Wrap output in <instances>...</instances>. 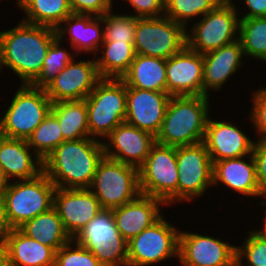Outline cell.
<instances>
[{"mask_svg": "<svg viewBox=\"0 0 266 266\" xmlns=\"http://www.w3.org/2000/svg\"><path fill=\"white\" fill-rule=\"evenodd\" d=\"M57 30L20 20L0 31L1 67L12 70L19 84H31L41 73L44 59Z\"/></svg>", "mask_w": 266, "mask_h": 266, "instance_id": "1", "label": "cell"}, {"mask_svg": "<svg viewBox=\"0 0 266 266\" xmlns=\"http://www.w3.org/2000/svg\"><path fill=\"white\" fill-rule=\"evenodd\" d=\"M103 156L97 139L63 141L43 160V172L57 188L89 189Z\"/></svg>", "mask_w": 266, "mask_h": 266, "instance_id": "2", "label": "cell"}, {"mask_svg": "<svg viewBox=\"0 0 266 266\" xmlns=\"http://www.w3.org/2000/svg\"><path fill=\"white\" fill-rule=\"evenodd\" d=\"M210 97L171 96L156 142L167 146H186L204 141L210 113Z\"/></svg>", "mask_w": 266, "mask_h": 266, "instance_id": "3", "label": "cell"}, {"mask_svg": "<svg viewBox=\"0 0 266 266\" xmlns=\"http://www.w3.org/2000/svg\"><path fill=\"white\" fill-rule=\"evenodd\" d=\"M55 185L44 172L32 179L10 181L3 197L5 220L10 229L53 207Z\"/></svg>", "mask_w": 266, "mask_h": 266, "instance_id": "4", "label": "cell"}, {"mask_svg": "<svg viewBox=\"0 0 266 266\" xmlns=\"http://www.w3.org/2000/svg\"><path fill=\"white\" fill-rule=\"evenodd\" d=\"M9 107L0 114V135L27 140L37 126L49 115L52 102L44 88L20 84Z\"/></svg>", "mask_w": 266, "mask_h": 266, "instance_id": "5", "label": "cell"}, {"mask_svg": "<svg viewBox=\"0 0 266 266\" xmlns=\"http://www.w3.org/2000/svg\"><path fill=\"white\" fill-rule=\"evenodd\" d=\"M90 138L103 141L126 118V85L102 78L85 98Z\"/></svg>", "mask_w": 266, "mask_h": 266, "instance_id": "6", "label": "cell"}, {"mask_svg": "<svg viewBox=\"0 0 266 266\" xmlns=\"http://www.w3.org/2000/svg\"><path fill=\"white\" fill-rule=\"evenodd\" d=\"M235 1H222L186 29L187 46L200 53L219 49L239 39V14Z\"/></svg>", "mask_w": 266, "mask_h": 266, "instance_id": "7", "label": "cell"}, {"mask_svg": "<svg viewBox=\"0 0 266 266\" xmlns=\"http://www.w3.org/2000/svg\"><path fill=\"white\" fill-rule=\"evenodd\" d=\"M89 190L99 200L102 209L120 207L141 194L139 169L103 156Z\"/></svg>", "mask_w": 266, "mask_h": 266, "instance_id": "8", "label": "cell"}, {"mask_svg": "<svg viewBox=\"0 0 266 266\" xmlns=\"http://www.w3.org/2000/svg\"><path fill=\"white\" fill-rule=\"evenodd\" d=\"M139 188L143 195L162 200L166 206L178 203L176 147L155 143L139 168Z\"/></svg>", "mask_w": 266, "mask_h": 266, "instance_id": "9", "label": "cell"}, {"mask_svg": "<svg viewBox=\"0 0 266 266\" xmlns=\"http://www.w3.org/2000/svg\"><path fill=\"white\" fill-rule=\"evenodd\" d=\"M73 239L103 266H127V241L116 227L112 210H100Z\"/></svg>", "mask_w": 266, "mask_h": 266, "instance_id": "10", "label": "cell"}, {"mask_svg": "<svg viewBox=\"0 0 266 266\" xmlns=\"http://www.w3.org/2000/svg\"><path fill=\"white\" fill-rule=\"evenodd\" d=\"M163 215L127 242V266H154L178 258L179 232Z\"/></svg>", "mask_w": 266, "mask_h": 266, "instance_id": "11", "label": "cell"}, {"mask_svg": "<svg viewBox=\"0 0 266 266\" xmlns=\"http://www.w3.org/2000/svg\"><path fill=\"white\" fill-rule=\"evenodd\" d=\"M187 45L186 28L167 16L137 18L136 54L168 59Z\"/></svg>", "mask_w": 266, "mask_h": 266, "instance_id": "12", "label": "cell"}, {"mask_svg": "<svg viewBox=\"0 0 266 266\" xmlns=\"http://www.w3.org/2000/svg\"><path fill=\"white\" fill-rule=\"evenodd\" d=\"M178 202H192L213 186V164L204 142L176 147Z\"/></svg>", "mask_w": 266, "mask_h": 266, "instance_id": "13", "label": "cell"}, {"mask_svg": "<svg viewBox=\"0 0 266 266\" xmlns=\"http://www.w3.org/2000/svg\"><path fill=\"white\" fill-rule=\"evenodd\" d=\"M177 260L181 266H236V244L180 230Z\"/></svg>", "mask_w": 266, "mask_h": 266, "instance_id": "14", "label": "cell"}, {"mask_svg": "<svg viewBox=\"0 0 266 266\" xmlns=\"http://www.w3.org/2000/svg\"><path fill=\"white\" fill-rule=\"evenodd\" d=\"M92 57L87 60L75 57L44 87L52 103L83 100L92 92L102 79L97 70L95 57Z\"/></svg>", "mask_w": 266, "mask_h": 266, "instance_id": "15", "label": "cell"}, {"mask_svg": "<svg viewBox=\"0 0 266 266\" xmlns=\"http://www.w3.org/2000/svg\"><path fill=\"white\" fill-rule=\"evenodd\" d=\"M102 142L104 156L139 169L156 143V137L148 131L124 122Z\"/></svg>", "mask_w": 266, "mask_h": 266, "instance_id": "16", "label": "cell"}, {"mask_svg": "<svg viewBox=\"0 0 266 266\" xmlns=\"http://www.w3.org/2000/svg\"><path fill=\"white\" fill-rule=\"evenodd\" d=\"M204 58L187 45L166 59L167 93L170 96L203 95Z\"/></svg>", "mask_w": 266, "mask_h": 266, "instance_id": "17", "label": "cell"}, {"mask_svg": "<svg viewBox=\"0 0 266 266\" xmlns=\"http://www.w3.org/2000/svg\"><path fill=\"white\" fill-rule=\"evenodd\" d=\"M53 208L73 239L102 210L99 200L89 189L55 188Z\"/></svg>", "mask_w": 266, "mask_h": 266, "instance_id": "18", "label": "cell"}, {"mask_svg": "<svg viewBox=\"0 0 266 266\" xmlns=\"http://www.w3.org/2000/svg\"><path fill=\"white\" fill-rule=\"evenodd\" d=\"M209 116L204 144L212 164L219 160L238 158L252 154L255 139L232 121H219ZM252 139V140H251Z\"/></svg>", "mask_w": 266, "mask_h": 266, "instance_id": "19", "label": "cell"}, {"mask_svg": "<svg viewBox=\"0 0 266 266\" xmlns=\"http://www.w3.org/2000/svg\"><path fill=\"white\" fill-rule=\"evenodd\" d=\"M171 96L167 92L126 87V118L129 125L159 133Z\"/></svg>", "mask_w": 266, "mask_h": 266, "instance_id": "20", "label": "cell"}, {"mask_svg": "<svg viewBox=\"0 0 266 266\" xmlns=\"http://www.w3.org/2000/svg\"><path fill=\"white\" fill-rule=\"evenodd\" d=\"M244 56L239 39L203 54V96H210L214 91H222L226 82L228 84L229 79L245 66L244 60H242L246 59Z\"/></svg>", "mask_w": 266, "mask_h": 266, "instance_id": "21", "label": "cell"}, {"mask_svg": "<svg viewBox=\"0 0 266 266\" xmlns=\"http://www.w3.org/2000/svg\"><path fill=\"white\" fill-rule=\"evenodd\" d=\"M212 184L214 187L222 184L239 196L262 200L257 182L256 164L252 154L214 162Z\"/></svg>", "mask_w": 266, "mask_h": 266, "instance_id": "22", "label": "cell"}, {"mask_svg": "<svg viewBox=\"0 0 266 266\" xmlns=\"http://www.w3.org/2000/svg\"><path fill=\"white\" fill-rule=\"evenodd\" d=\"M164 205L166 206L160 199L140 194L133 201L112 209L116 227L129 242L164 215Z\"/></svg>", "mask_w": 266, "mask_h": 266, "instance_id": "23", "label": "cell"}, {"mask_svg": "<svg viewBox=\"0 0 266 266\" xmlns=\"http://www.w3.org/2000/svg\"><path fill=\"white\" fill-rule=\"evenodd\" d=\"M56 30L57 36L62 42L69 40L70 48L77 55L84 52L85 54H91V56L93 54L95 57L103 43L102 16L72 13L63 20Z\"/></svg>", "mask_w": 266, "mask_h": 266, "instance_id": "24", "label": "cell"}, {"mask_svg": "<svg viewBox=\"0 0 266 266\" xmlns=\"http://www.w3.org/2000/svg\"><path fill=\"white\" fill-rule=\"evenodd\" d=\"M0 167L10 181L32 179L43 172V160L26 140L0 135Z\"/></svg>", "mask_w": 266, "mask_h": 266, "instance_id": "25", "label": "cell"}, {"mask_svg": "<svg viewBox=\"0 0 266 266\" xmlns=\"http://www.w3.org/2000/svg\"><path fill=\"white\" fill-rule=\"evenodd\" d=\"M9 266H54L56 251L28 237L19 228L5 236Z\"/></svg>", "mask_w": 266, "mask_h": 266, "instance_id": "26", "label": "cell"}, {"mask_svg": "<svg viewBox=\"0 0 266 266\" xmlns=\"http://www.w3.org/2000/svg\"><path fill=\"white\" fill-rule=\"evenodd\" d=\"M121 80L126 87L167 92L166 59L136 54Z\"/></svg>", "mask_w": 266, "mask_h": 266, "instance_id": "27", "label": "cell"}, {"mask_svg": "<svg viewBox=\"0 0 266 266\" xmlns=\"http://www.w3.org/2000/svg\"><path fill=\"white\" fill-rule=\"evenodd\" d=\"M19 229L28 237L53 248L55 251L72 239L65 231L62 220L53 207L49 211L26 221Z\"/></svg>", "mask_w": 266, "mask_h": 266, "instance_id": "28", "label": "cell"}, {"mask_svg": "<svg viewBox=\"0 0 266 266\" xmlns=\"http://www.w3.org/2000/svg\"><path fill=\"white\" fill-rule=\"evenodd\" d=\"M24 22L57 29L73 13L69 0H16Z\"/></svg>", "mask_w": 266, "mask_h": 266, "instance_id": "29", "label": "cell"}, {"mask_svg": "<svg viewBox=\"0 0 266 266\" xmlns=\"http://www.w3.org/2000/svg\"><path fill=\"white\" fill-rule=\"evenodd\" d=\"M51 113L58 119L65 141L90 137L85 99L55 102Z\"/></svg>", "mask_w": 266, "mask_h": 266, "instance_id": "30", "label": "cell"}, {"mask_svg": "<svg viewBox=\"0 0 266 266\" xmlns=\"http://www.w3.org/2000/svg\"><path fill=\"white\" fill-rule=\"evenodd\" d=\"M99 51L95 60L101 78L121 79L136 56L134 44L128 42H103Z\"/></svg>", "mask_w": 266, "mask_h": 266, "instance_id": "31", "label": "cell"}, {"mask_svg": "<svg viewBox=\"0 0 266 266\" xmlns=\"http://www.w3.org/2000/svg\"><path fill=\"white\" fill-rule=\"evenodd\" d=\"M239 40L245 58L266 62V17L240 19Z\"/></svg>", "mask_w": 266, "mask_h": 266, "instance_id": "32", "label": "cell"}, {"mask_svg": "<svg viewBox=\"0 0 266 266\" xmlns=\"http://www.w3.org/2000/svg\"><path fill=\"white\" fill-rule=\"evenodd\" d=\"M63 141L58 119L50 112L26 140L28 146L44 160Z\"/></svg>", "mask_w": 266, "mask_h": 266, "instance_id": "33", "label": "cell"}, {"mask_svg": "<svg viewBox=\"0 0 266 266\" xmlns=\"http://www.w3.org/2000/svg\"><path fill=\"white\" fill-rule=\"evenodd\" d=\"M221 2L222 0H165V16L187 29L193 19L196 22Z\"/></svg>", "mask_w": 266, "mask_h": 266, "instance_id": "34", "label": "cell"}, {"mask_svg": "<svg viewBox=\"0 0 266 266\" xmlns=\"http://www.w3.org/2000/svg\"><path fill=\"white\" fill-rule=\"evenodd\" d=\"M62 45V40L57 36L51 43L44 59L42 71L31 83L32 86L44 88L69 62L78 57L73 50L72 52L71 49L67 51V48H63Z\"/></svg>", "mask_w": 266, "mask_h": 266, "instance_id": "35", "label": "cell"}, {"mask_svg": "<svg viewBox=\"0 0 266 266\" xmlns=\"http://www.w3.org/2000/svg\"><path fill=\"white\" fill-rule=\"evenodd\" d=\"M103 42H128L134 44L137 18L129 14L113 13V8L103 16Z\"/></svg>", "mask_w": 266, "mask_h": 266, "instance_id": "36", "label": "cell"}, {"mask_svg": "<svg viewBox=\"0 0 266 266\" xmlns=\"http://www.w3.org/2000/svg\"><path fill=\"white\" fill-rule=\"evenodd\" d=\"M246 233L243 244L236 246V266H266V239L253 229Z\"/></svg>", "mask_w": 266, "mask_h": 266, "instance_id": "37", "label": "cell"}, {"mask_svg": "<svg viewBox=\"0 0 266 266\" xmlns=\"http://www.w3.org/2000/svg\"><path fill=\"white\" fill-rule=\"evenodd\" d=\"M54 266H103L99 260L74 239L56 251Z\"/></svg>", "mask_w": 266, "mask_h": 266, "instance_id": "38", "label": "cell"}, {"mask_svg": "<svg viewBox=\"0 0 266 266\" xmlns=\"http://www.w3.org/2000/svg\"><path fill=\"white\" fill-rule=\"evenodd\" d=\"M251 108L249 110V121L252 123L258 141L266 142V92L261 88L252 91Z\"/></svg>", "mask_w": 266, "mask_h": 266, "instance_id": "39", "label": "cell"}, {"mask_svg": "<svg viewBox=\"0 0 266 266\" xmlns=\"http://www.w3.org/2000/svg\"><path fill=\"white\" fill-rule=\"evenodd\" d=\"M128 3L132 16L136 18H156L165 16V0H122ZM135 12V13H134Z\"/></svg>", "mask_w": 266, "mask_h": 266, "instance_id": "40", "label": "cell"}, {"mask_svg": "<svg viewBox=\"0 0 266 266\" xmlns=\"http://www.w3.org/2000/svg\"><path fill=\"white\" fill-rule=\"evenodd\" d=\"M73 13L103 16L113 8L114 0H69Z\"/></svg>", "mask_w": 266, "mask_h": 266, "instance_id": "41", "label": "cell"}, {"mask_svg": "<svg viewBox=\"0 0 266 266\" xmlns=\"http://www.w3.org/2000/svg\"><path fill=\"white\" fill-rule=\"evenodd\" d=\"M252 155L256 164V176L259 193L266 200V142L256 140Z\"/></svg>", "mask_w": 266, "mask_h": 266, "instance_id": "42", "label": "cell"}, {"mask_svg": "<svg viewBox=\"0 0 266 266\" xmlns=\"http://www.w3.org/2000/svg\"><path fill=\"white\" fill-rule=\"evenodd\" d=\"M239 1H243L244 6L246 5V8H243L244 14V10L249 9L245 15L237 9V12L242 14L239 19L266 17V0H238V2Z\"/></svg>", "mask_w": 266, "mask_h": 266, "instance_id": "43", "label": "cell"}, {"mask_svg": "<svg viewBox=\"0 0 266 266\" xmlns=\"http://www.w3.org/2000/svg\"><path fill=\"white\" fill-rule=\"evenodd\" d=\"M9 230L10 228L8 227L5 220L3 200H0V238L5 237L8 234Z\"/></svg>", "mask_w": 266, "mask_h": 266, "instance_id": "44", "label": "cell"}, {"mask_svg": "<svg viewBox=\"0 0 266 266\" xmlns=\"http://www.w3.org/2000/svg\"><path fill=\"white\" fill-rule=\"evenodd\" d=\"M0 266H9L8 248L5 237L0 238Z\"/></svg>", "mask_w": 266, "mask_h": 266, "instance_id": "45", "label": "cell"}, {"mask_svg": "<svg viewBox=\"0 0 266 266\" xmlns=\"http://www.w3.org/2000/svg\"><path fill=\"white\" fill-rule=\"evenodd\" d=\"M258 205L262 206L263 208L265 207L264 208V210H265L266 209V201H265V199H264V201L261 200L260 202H258ZM264 212H265L264 213L265 215H263V219L262 220L260 219V221H261V223L263 225H261V228H258V229L255 228V230H253V231L256 234H258L260 237L266 239V211H264Z\"/></svg>", "mask_w": 266, "mask_h": 266, "instance_id": "46", "label": "cell"}, {"mask_svg": "<svg viewBox=\"0 0 266 266\" xmlns=\"http://www.w3.org/2000/svg\"><path fill=\"white\" fill-rule=\"evenodd\" d=\"M9 183L10 180L5 176L3 169L0 167V200L3 199Z\"/></svg>", "mask_w": 266, "mask_h": 266, "instance_id": "47", "label": "cell"}, {"mask_svg": "<svg viewBox=\"0 0 266 266\" xmlns=\"http://www.w3.org/2000/svg\"><path fill=\"white\" fill-rule=\"evenodd\" d=\"M1 71L3 72L2 67H1V57H0V73Z\"/></svg>", "mask_w": 266, "mask_h": 266, "instance_id": "48", "label": "cell"}, {"mask_svg": "<svg viewBox=\"0 0 266 266\" xmlns=\"http://www.w3.org/2000/svg\"><path fill=\"white\" fill-rule=\"evenodd\" d=\"M265 92H266V87L265 86H263V87H261Z\"/></svg>", "mask_w": 266, "mask_h": 266, "instance_id": "49", "label": "cell"}]
</instances>
